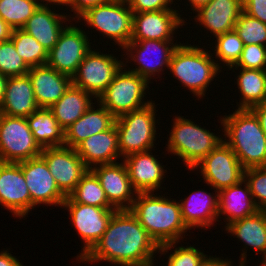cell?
<instances>
[{
    "mask_svg": "<svg viewBox=\"0 0 266 266\" xmlns=\"http://www.w3.org/2000/svg\"><path fill=\"white\" fill-rule=\"evenodd\" d=\"M159 247L130 210H116L103 236L79 261L136 266L155 261Z\"/></svg>",
    "mask_w": 266,
    "mask_h": 266,
    "instance_id": "6da1fadb",
    "label": "cell"
},
{
    "mask_svg": "<svg viewBox=\"0 0 266 266\" xmlns=\"http://www.w3.org/2000/svg\"><path fill=\"white\" fill-rule=\"evenodd\" d=\"M163 195H155L154 192L137 193L130 209L159 246L179 243L189 230L183 223L179 200Z\"/></svg>",
    "mask_w": 266,
    "mask_h": 266,
    "instance_id": "7a4b0ae2",
    "label": "cell"
},
{
    "mask_svg": "<svg viewBox=\"0 0 266 266\" xmlns=\"http://www.w3.org/2000/svg\"><path fill=\"white\" fill-rule=\"evenodd\" d=\"M223 141L232 149L244 169L266 167V135L250 109H236L223 115Z\"/></svg>",
    "mask_w": 266,
    "mask_h": 266,
    "instance_id": "3957f363",
    "label": "cell"
},
{
    "mask_svg": "<svg viewBox=\"0 0 266 266\" xmlns=\"http://www.w3.org/2000/svg\"><path fill=\"white\" fill-rule=\"evenodd\" d=\"M179 43L170 60L169 72L198 100L203 99L213 79L223 70L218 67L211 51L204 46L200 48L201 46L191 45L188 41L187 44Z\"/></svg>",
    "mask_w": 266,
    "mask_h": 266,
    "instance_id": "277c9868",
    "label": "cell"
},
{
    "mask_svg": "<svg viewBox=\"0 0 266 266\" xmlns=\"http://www.w3.org/2000/svg\"><path fill=\"white\" fill-rule=\"evenodd\" d=\"M172 130L166 144L167 154L178 156V160L184 162L185 169L192 170L202 159H204L221 141L222 135L207 130L201 125L195 124L192 119L184 116L173 118ZM192 120V121H191Z\"/></svg>",
    "mask_w": 266,
    "mask_h": 266,
    "instance_id": "5b68a950",
    "label": "cell"
},
{
    "mask_svg": "<svg viewBox=\"0 0 266 266\" xmlns=\"http://www.w3.org/2000/svg\"><path fill=\"white\" fill-rule=\"evenodd\" d=\"M154 102L116 118L115 125L121 159L133 153L153 150L156 147L154 146L158 134L156 125L159 120L155 117L158 110Z\"/></svg>",
    "mask_w": 266,
    "mask_h": 266,
    "instance_id": "8992f818",
    "label": "cell"
},
{
    "mask_svg": "<svg viewBox=\"0 0 266 266\" xmlns=\"http://www.w3.org/2000/svg\"><path fill=\"white\" fill-rule=\"evenodd\" d=\"M83 20L88 29L93 27L91 33L93 29L99 31L104 38L113 40L111 43L118 48L123 49L131 41L133 12L126 0H106L87 9L75 20V24Z\"/></svg>",
    "mask_w": 266,
    "mask_h": 266,
    "instance_id": "52a82bcc",
    "label": "cell"
},
{
    "mask_svg": "<svg viewBox=\"0 0 266 266\" xmlns=\"http://www.w3.org/2000/svg\"><path fill=\"white\" fill-rule=\"evenodd\" d=\"M124 65L116 73L112 83L99 96L97 102L105 107L115 118L149 105L147 98L149 82L126 69ZM124 69V70H123ZM145 97V98H144Z\"/></svg>",
    "mask_w": 266,
    "mask_h": 266,
    "instance_id": "ba28073f",
    "label": "cell"
},
{
    "mask_svg": "<svg viewBox=\"0 0 266 266\" xmlns=\"http://www.w3.org/2000/svg\"><path fill=\"white\" fill-rule=\"evenodd\" d=\"M41 152L26 118L0 114V162L19 163Z\"/></svg>",
    "mask_w": 266,
    "mask_h": 266,
    "instance_id": "9c48e42d",
    "label": "cell"
},
{
    "mask_svg": "<svg viewBox=\"0 0 266 266\" xmlns=\"http://www.w3.org/2000/svg\"><path fill=\"white\" fill-rule=\"evenodd\" d=\"M174 41H160V40H142V41H130L122 50L126 58V63L134 62L135 68L128 70L138 74L142 78L146 79L151 83V79H155L154 76L157 74V78L162 75L161 72L169 69V63L175 49L179 43ZM155 52V53H154ZM155 57L152 61L153 56ZM152 56V58H150ZM149 57V58H148ZM130 59V60H129ZM132 60V61H131ZM136 62V63H135ZM165 67V69H164ZM160 74V75H159Z\"/></svg>",
    "mask_w": 266,
    "mask_h": 266,
    "instance_id": "30bf717a",
    "label": "cell"
},
{
    "mask_svg": "<svg viewBox=\"0 0 266 266\" xmlns=\"http://www.w3.org/2000/svg\"><path fill=\"white\" fill-rule=\"evenodd\" d=\"M96 50L92 48L86 54L72 77V84L98 99L112 83L116 73L124 66V61L113 53L104 54Z\"/></svg>",
    "mask_w": 266,
    "mask_h": 266,
    "instance_id": "8fae6325",
    "label": "cell"
},
{
    "mask_svg": "<svg viewBox=\"0 0 266 266\" xmlns=\"http://www.w3.org/2000/svg\"><path fill=\"white\" fill-rule=\"evenodd\" d=\"M67 209L70 215V222L75 228L78 236L82 239L83 248L76 256L79 260L85 256L99 241L106 231L108 222L114 212L115 208H101L91 205H84L74 202L69 196L62 203L61 208Z\"/></svg>",
    "mask_w": 266,
    "mask_h": 266,
    "instance_id": "7c38bea8",
    "label": "cell"
},
{
    "mask_svg": "<svg viewBox=\"0 0 266 266\" xmlns=\"http://www.w3.org/2000/svg\"><path fill=\"white\" fill-rule=\"evenodd\" d=\"M198 168L204 183L215 191L235 185L244 179L245 169L224 141H221L191 171H198Z\"/></svg>",
    "mask_w": 266,
    "mask_h": 266,
    "instance_id": "4fadbf2b",
    "label": "cell"
},
{
    "mask_svg": "<svg viewBox=\"0 0 266 266\" xmlns=\"http://www.w3.org/2000/svg\"><path fill=\"white\" fill-rule=\"evenodd\" d=\"M62 31L55 46L48 52L47 65L59 73L73 77L86 54L91 50L89 32L71 22Z\"/></svg>",
    "mask_w": 266,
    "mask_h": 266,
    "instance_id": "5bb4252c",
    "label": "cell"
},
{
    "mask_svg": "<svg viewBox=\"0 0 266 266\" xmlns=\"http://www.w3.org/2000/svg\"><path fill=\"white\" fill-rule=\"evenodd\" d=\"M19 164L31 195V209L40 204L61 208L66 196L58 188L45 159L40 155Z\"/></svg>",
    "mask_w": 266,
    "mask_h": 266,
    "instance_id": "9a60e30c",
    "label": "cell"
},
{
    "mask_svg": "<svg viewBox=\"0 0 266 266\" xmlns=\"http://www.w3.org/2000/svg\"><path fill=\"white\" fill-rule=\"evenodd\" d=\"M182 15L176 7L175 9L133 13L131 41H175L177 29L187 23Z\"/></svg>",
    "mask_w": 266,
    "mask_h": 266,
    "instance_id": "2e32d148",
    "label": "cell"
},
{
    "mask_svg": "<svg viewBox=\"0 0 266 266\" xmlns=\"http://www.w3.org/2000/svg\"><path fill=\"white\" fill-rule=\"evenodd\" d=\"M41 156L45 159L58 188L65 196L75 189L80 179L89 170L75 148L65 145L42 148Z\"/></svg>",
    "mask_w": 266,
    "mask_h": 266,
    "instance_id": "e0dca14e",
    "label": "cell"
},
{
    "mask_svg": "<svg viewBox=\"0 0 266 266\" xmlns=\"http://www.w3.org/2000/svg\"><path fill=\"white\" fill-rule=\"evenodd\" d=\"M0 205L20 219L32 211L31 195L19 163L0 162Z\"/></svg>",
    "mask_w": 266,
    "mask_h": 266,
    "instance_id": "ac0fdd59",
    "label": "cell"
},
{
    "mask_svg": "<svg viewBox=\"0 0 266 266\" xmlns=\"http://www.w3.org/2000/svg\"><path fill=\"white\" fill-rule=\"evenodd\" d=\"M99 179L108 202L116 210H130L137 192L132 187L124 162L100 164L90 169Z\"/></svg>",
    "mask_w": 266,
    "mask_h": 266,
    "instance_id": "d6986e66",
    "label": "cell"
},
{
    "mask_svg": "<svg viewBox=\"0 0 266 266\" xmlns=\"http://www.w3.org/2000/svg\"><path fill=\"white\" fill-rule=\"evenodd\" d=\"M127 168L132 187L137 193L157 192L166 179L165 166L153 155L152 150L133 153L122 160ZM163 181V182H162Z\"/></svg>",
    "mask_w": 266,
    "mask_h": 266,
    "instance_id": "ffe728a7",
    "label": "cell"
},
{
    "mask_svg": "<svg viewBox=\"0 0 266 266\" xmlns=\"http://www.w3.org/2000/svg\"><path fill=\"white\" fill-rule=\"evenodd\" d=\"M243 12V0H211L201 6L193 16L198 27L202 25L214 37L235 28L239 15ZM199 22V23H198Z\"/></svg>",
    "mask_w": 266,
    "mask_h": 266,
    "instance_id": "44dd1931",
    "label": "cell"
},
{
    "mask_svg": "<svg viewBox=\"0 0 266 266\" xmlns=\"http://www.w3.org/2000/svg\"><path fill=\"white\" fill-rule=\"evenodd\" d=\"M52 7V9H50ZM54 7V8H53ZM57 6L40 5L22 28L49 52L57 43L62 31L73 21L70 14L56 13ZM68 15V16H67ZM72 18V21L70 20ZM66 22V23H65ZM66 24V25H63Z\"/></svg>",
    "mask_w": 266,
    "mask_h": 266,
    "instance_id": "7402d4cb",
    "label": "cell"
},
{
    "mask_svg": "<svg viewBox=\"0 0 266 266\" xmlns=\"http://www.w3.org/2000/svg\"><path fill=\"white\" fill-rule=\"evenodd\" d=\"M225 231L245 244L238 266H246L248 246L254 253L263 254L261 257L266 255V211L258 210L253 215L235 220L225 227Z\"/></svg>",
    "mask_w": 266,
    "mask_h": 266,
    "instance_id": "603a6c76",
    "label": "cell"
},
{
    "mask_svg": "<svg viewBox=\"0 0 266 266\" xmlns=\"http://www.w3.org/2000/svg\"><path fill=\"white\" fill-rule=\"evenodd\" d=\"M209 193L204 190L190 192L189 196L179 200L181 217L186 227L206 228L213 227L218 220V191ZM214 224V225H213Z\"/></svg>",
    "mask_w": 266,
    "mask_h": 266,
    "instance_id": "cb8c5ba5",
    "label": "cell"
},
{
    "mask_svg": "<svg viewBox=\"0 0 266 266\" xmlns=\"http://www.w3.org/2000/svg\"><path fill=\"white\" fill-rule=\"evenodd\" d=\"M39 107L49 108L72 84V78L59 73L47 64L31 67L27 73Z\"/></svg>",
    "mask_w": 266,
    "mask_h": 266,
    "instance_id": "d4e9b609",
    "label": "cell"
},
{
    "mask_svg": "<svg viewBox=\"0 0 266 266\" xmlns=\"http://www.w3.org/2000/svg\"><path fill=\"white\" fill-rule=\"evenodd\" d=\"M75 150L89 169L96 165L117 162L121 155L116 125L83 140Z\"/></svg>",
    "mask_w": 266,
    "mask_h": 266,
    "instance_id": "484cf974",
    "label": "cell"
},
{
    "mask_svg": "<svg viewBox=\"0 0 266 266\" xmlns=\"http://www.w3.org/2000/svg\"><path fill=\"white\" fill-rule=\"evenodd\" d=\"M38 108L28 74L8 77L0 114L27 118Z\"/></svg>",
    "mask_w": 266,
    "mask_h": 266,
    "instance_id": "4316f807",
    "label": "cell"
},
{
    "mask_svg": "<svg viewBox=\"0 0 266 266\" xmlns=\"http://www.w3.org/2000/svg\"><path fill=\"white\" fill-rule=\"evenodd\" d=\"M258 210L245 179L218 191V219L223 218L224 222L226 221L224 228L235 220L253 215Z\"/></svg>",
    "mask_w": 266,
    "mask_h": 266,
    "instance_id": "83f0119b",
    "label": "cell"
},
{
    "mask_svg": "<svg viewBox=\"0 0 266 266\" xmlns=\"http://www.w3.org/2000/svg\"><path fill=\"white\" fill-rule=\"evenodd\" d=\"M96 104L98 105L96 109V106H91L65 130V146L75 148L83 140L99 132L107 131L115 124L116 118L99 102Z\"/></svg>",
    "mask_w": 266,
    "mask_h": 266,
    "instance_id": "f1b7e54d",
    "label": "cell"
},
{
    "mask_svg": "<svg viewBox=\"0 0 266 266\" xmlns=\"http://www.w3.org/2000/svg\"><path fill=\"white\" fill-rule=\"evenodd\" d=\"M97 100L93 95L74 86L65 91L64 95L49 107L58 124L64 131L76 122Z\"/></svg>",
    "mask_w": 266,
    "mask_h": 266,
    "instance_id": "f546056e",
    "label": "cell"
},
{
    "mask_svg": "<svg viewBox=\"0 0 266 266\" xmlns=\"http://www.w3.org/2000/svg\"><path fill=\"white\" fill-rule=\"evenodd\" d=\"M35 141L41 148L64 146V129L49 108L39 107L27 118Z\"/></svg>",
    "mask_w": 266,
    "mask_h": 266,
    "instance_id": "4dcf8cb0",
    "label": "cell"
},
{
    "mask_svg": "<svg viewBox=\"0 0 266 266\" xmlns=\"http://www.w3.org/2000/svg\"><path fill=\"white\" fill-rule=\"evenodd\" d=\"M240 70L236 83L240 93V101L237 109H251L266 101L265 70L228 68V70Z\"/></svg>",
    "mask_w": 266,
    "mask_h": 266,
    "instance_id": "1f68e13d",
    "label": "cell"
},
{
    "mask_svg": "<svg viewBox=\"0 0 266 266\" xmlns=\"http://www.w3.org/2000/svg\"><path fill=\"white\" fill-rule=\"evenodd\" d=\"M74 202L101 208H114L105 195L99 179L89 169L68 195Z\"/></svg>",
    "mask_w": 266,
    "mask_h": 266,
    "instance_id": "d6a6232c",
    "label": "cell"
},
{
    "mask_svg": "<svg viewBox=\"0 0 266 266\" xmlns=\"http://www.w3.org/2000/svg\"><path fill=\"white\" fill-rule=\"evenodd\" d=\"M10 39L18 54L30 68L47 63V50L23 29H14Z\"/></svg>",
    "mask_w": 266,
    "mask_h": 266,
    "instance_id": "836d02e7",
    "label": "cell"
},
{
    "mask_svg": "<svg viewBox=\"0 0 266 266\" xmlns=\"http://www.w3.org/2000/svg\"><path fill=\"white\" fill-rule=\"evenodd\" d=\"M215 38L212 54L215 56H213V58L216 59L215 61L218 67L221 69L226 66L227 68L235 66L244 48L243 41L240 39L238 33L233 29ZM220 64H222L223 67L222 65L220 66Z\"/></svg>",
    "mask_w": 266,
    "mask_h": 266,
    "instance_id": "e575fe53",
    "label": "cell"
},
{
    "mask_svg": "<svg viewBox=\"0 0 266 266\" xmlns=\"http://www.w3.org/2000/svg\"><path fill=\"white\" fill-rule=\"evenodd\" d=\"M40 5L38 0H0V17L13 30L22 29Z\"/></svg>",
    "mask_w": 266,
    "mask_h": 266,
    "instance_id": "d590c367",
    "label": "cell"
},
{
    "mask_svg": "<svg viewBox=\"0 0 266 266\" xmlns=\"http://www.w3.org/2000/svg\"><path fill=\"white\" fill-rule=\"evenodd\" d=\"M176 244L178 242H171L159 247V256L169 254L167 266H198L200 261L206 256L203 251L199 248L197 249L194 245L188 246L187 244V246H182L181 244V246H177ZM169 251L170 253H168Z\"/></svg>",
    "mask_w": 266,
    "mask_h": 266,
    "instance_id": "8d00e7d4",
    "label": "cell"
},
{
    "mask_svg": "<svg viewBox=\"0 0 266 266\" xmlns=\"http://www.w3.org/2000/svg\"><path fill=\"white\" fill-rule=\"evenodd\" d=\"M234 30L238 33L244 45L266 46V24L247 15L244 11L239 15Z\"/></svg>",
    "mask_w": 266,
    "mask_h": 266,
    "instance_id": "74e56055",
    "label": "cell"
},
{
    "mask_svg": "<svg viewBox=\"0 0 266 266\" xmlns=\"http://www.w3.org/2000/svg\"><path fill=\"white\" fill-rule=\"evenodd\" d=\"M30 67L16 51L11 39L0 43V73L7 77L22 76L29 72Z\"/></svg>",
    "mask_w": 266,
    "mask_h": 266,
    "instance_id": "f35d334b",
    "label": "cell"
},
{
    "mask_svg": "<svg viewBox=\"0 0 266 266\" xmlns=\"http://www.w3.org/2000/svg\"><path fill=\"white\" fill-rule=\"evenodd\" d=\"M244 179L258 209L266 211V167L245 169Z\"/></svg>",
    "mask_w": 266,
    "mask_h": 266,
    "instance_id": "ab89813d",
    "label": "cell"
},
{
    "mask_svg": "<svg viewBox=\"0 0 266 266\" xmlns=\"http://www.w3.org/2000/svg\"><path fill=\"white\" fill-rule=\"evenodd\" d=\"M231 68L265 70L266 46L257 44L244 45L239 61Z\"/></svg>",
    "mask_w": 266,
    "mask_h": 266,
    "instance_id": "60d3db41",
    "label": "cell"
},
{
    "mask_svg": "<svg viewBox=\"0 0 266 266\" xmlns=\"http://www.w3.org/2000/svg\"><path fill=\"white\" fill-rule=\"evenodd\" d=\"M126 2L133 13L174 9L172 4H175L174 0H126Z\"/></svg>",
    "mask_w": 266,
    "mask_h": 266,
    "instance_id": "b9f144b4",
    "label": "cell"
},
{
    "mask_svg": "<svg viewBox=\"0 0 266 266\" xmlns=\"http://www.w3.org/2000/svg\"><path fill=\"white\" fill-rule=\"evenodd\" d=\"M243 11L266 24V0H243Z\"/></svg>",
    "mask_w": 266,
    "mask_h": 266,
    "instance_id": "7bdbcfd3",
    "label": "cell"
},
{
    "mask_svg": "<svg viewBox=\"0 0 266 266\" xmlns=\"http://www.w3.org/2000/svg\"><path fill=\"white\" fill-rule=\"evenodd\" d=\"M106 0H67L66 8H70L74 16L73 21L83 14L87 9L104 3ZM76 18V19H75Z\"/></svg>",
    "mask_w": 266,
    "mask_h": 266,
    "instance_id": "ee69618b",
    "label": "cell"
},
{
    "mask_svg": "<svg viewBox=\"0 0 266 266\" xmlns=\"http://www.w3.org/2000/svg\"><path fill=\"white\" fill-rule=\"evenodd\" d=\"M224 257H216V255L208 256L206 255L198 264V266H233L234 262L230 259Z\"/></svg>",
    "mask_w": 266,
    "mask_h": 266,
    "instance_id": "f6af8a7d",
    "label": "cell"
},
{
    "mask_svg": "<svg viewBox=\"0 0 266 266\" xmlns=\"http://www.w3.org/2000/svg\"><path fill=\"white\" fill-rule=\"evenodd\" d=\"M7 250L0 251V266H24L18 258L13 256L11 252Z\"/></svg>",
    "mask_w": 266,
    "mask_h": 266,
    "instance_id": "bcb514c9",
    "label": "cell"
},
{
    "mask_svg": "<svg viewBox=\"0 0 266 266\" xmlns=\"http://www.w3.org/2000/svg\"><path fill=\"white\" fill-rule=\"evenodd\" d=\"M258 118L260 126L266 135V101L250 109Z\"/></svg>",
    "mask_w": 266,
    "mask_h": 266,
    "instance_id": "7dc6e473",
    "label": "cell"
},
{
    "mask_svg": "<svg viewBox=\"0 0 266 266\" xmlns=\"http://www.w3.org/2000/svg\"><path fill=\"white\" fill-rule=\"evenodd\" d=\"M13 29L0 17V43L11 38Z\"/></svg>",
    "mask_w": 266,
    "mask_h": 266,
    "instance_id": "c3c4849f",
    "label": "cell"
},
{
    "mask_svg": "<svg viewBox=\"0 0 266 266\" xmlns=\"http://www.w3.org/2000/svg\"><path fill=\"white\" fill-rule=\"evenodd\" d=\"M187 1L189 3V5L187 4V6H191V10L195 12L198 8L208 4L211 0H187Z\"/></svg>",
    "mask_w": 266,
    "mask_h": 266,
    "instance_id": "681fc988",
    "label": "cell"
},
{
    "mask_svg": "<svg viewBox=\"0 0 266 266\" xmlns=\"http://www.w3.org/2000/svg\"><path fill=\"white\" fill-rule=\"evenodd\" d=\"M41 5H53L57 6V8H63V6H66L67 0H38ZM45 2V3H44ZM62 5V7H61ZM59 6V7H58Z\"/></svg>",
    "mask_w": 266,
    "mask_h": 266,
    "instance_id": "f907efd6",
    "label": "cell"
},
{
    "mask_svg": "<svg viewBox=\"0 0 266 266\" xmlns=\"http://www.w3.org/2000/svg\"><path fill=\"white\" fill-rule=\"evenodd\" d=\"M7 76L2 75L0 73V103L3 100L5 89H6V83H7Z\"/></svg>",
    "mask_w": 266,
    "mask_h": 266,
    "instance_id": "816d5d0a",
    "label": "cell"
},
{
    "mask_svg": "<svg viewBox=\"0 0 266 266\" xmlns=\"http://www.w3.org/2000/svg\"><path fill=\"white\" fill-rule=\"evenodd\" d=\"M260 265L259 266H266V255L264 257H262V260L260 261Z\"/></svg>",
    "mask_w": 266,
    "mask_h": 266,
    "instance_id": "f5cc1de1",
    "label": "cell"
},
{
    "mask_svg": "<svg viewBox=\"0 0 266 266\" xmlns=\"http://www.w3.org/2000/svg\"><path fill=\"white\" fill-rule=\"evenodd\" d=\"M154 265H155V263H154V261H152V262H149L146 264H140V265H136V266H154Z\"/></svg>",
    "mask_w": 266,
    "mask_h": 266,
    "instance_id": "db71d44e",
    "label": "cell"
},
{
    "mask_svg": "<svg viewBox=\"0 0 266 266\" xmlns=\"http://www.w3.org/2000/svg\"><path fill=\"white\" fill-rule=\"evenodd\" d=\"M265 90H266V69H265Z\"/></svg>",
    "mask_w": 266,
    "mask_h": 266,
    "instance_id": "11a10c76",
    "label": "cell"
}]
</instances>
